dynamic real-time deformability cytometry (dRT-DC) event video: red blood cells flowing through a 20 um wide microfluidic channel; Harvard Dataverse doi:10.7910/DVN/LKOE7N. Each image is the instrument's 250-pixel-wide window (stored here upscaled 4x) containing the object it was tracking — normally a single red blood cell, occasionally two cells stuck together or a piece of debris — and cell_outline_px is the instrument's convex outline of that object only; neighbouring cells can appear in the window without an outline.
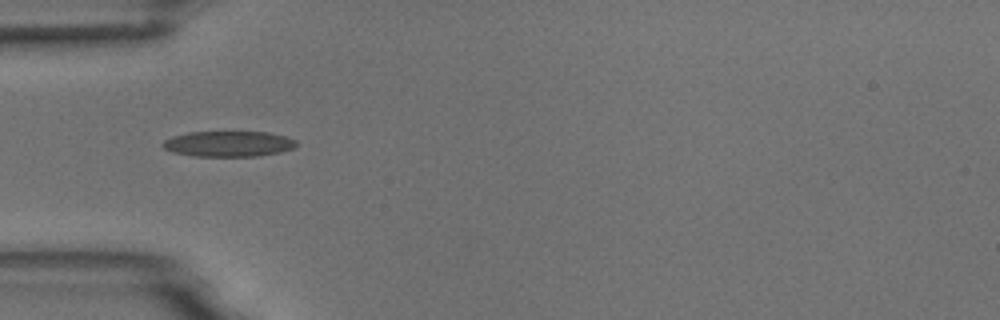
{"species": "common noctule bat (a hibernating species)", "species_latin": "Nyctalus noctula", "temperature_condition": "room temperature", "stored_images_in_passage": 5, "camera_frame_rate_fps": 3000, "um_per_image_px": 0.085, "animal": {"sex": "male", "body_mass_g": 18.8}, "frame": {"image": 1, "passage_image": 1, "time_ms": 0.0, "image_size_px": [1000, 320], "cell_outline_px": [[296, 144], [292, 148], [280, 152], [260, 156], [192, 156], [172, 152], [164, 148], [160, 144], [164, 140], [172, 136], [188, 132], [268, 132], [284, 136], [296, 140]], "centroid_in_image_um": [19.38, 12.23], "position_along_channel_um": 65.6, "area_um2": 19.94}}
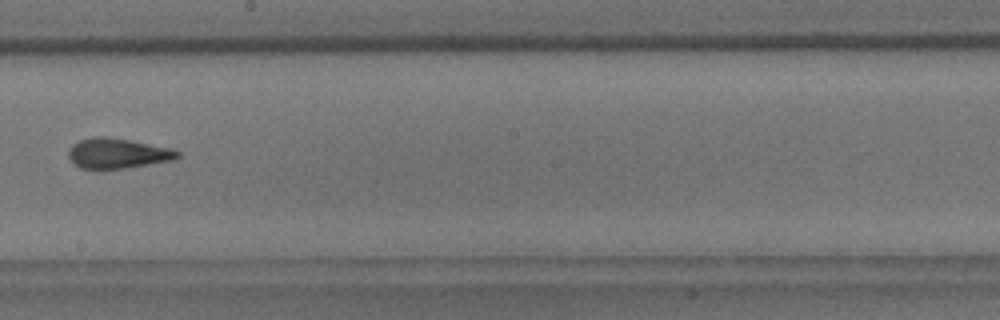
{"frame": {"image": 2, "passage_image": 5, "time_ms": 1.333, "image_size_px": [1000, 320], "cell_outline_px": [[180, 156], [172, 160], [124, 168], [80, 168], [68, 156], [68, 152], [72, 144], [80, 140], [92, 136], [108, 136], [168, 148], [180, 152]], "centroid_in_image_um": [9.96, 13.02], "position_along_channel_um": 238.2, "area_um2": 18.73}}